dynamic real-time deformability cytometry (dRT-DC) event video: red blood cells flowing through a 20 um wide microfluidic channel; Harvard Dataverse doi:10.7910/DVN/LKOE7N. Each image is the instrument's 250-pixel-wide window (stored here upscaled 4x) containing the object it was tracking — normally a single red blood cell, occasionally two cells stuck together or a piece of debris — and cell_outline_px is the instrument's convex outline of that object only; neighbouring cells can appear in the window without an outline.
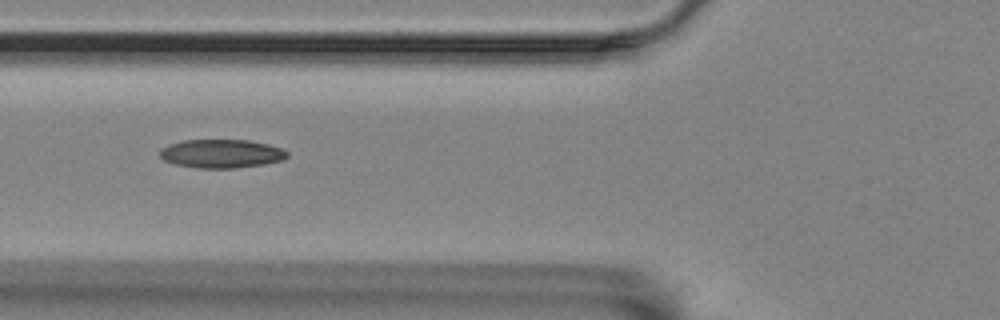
{"species": "Egyptian fruit bat (a non-hibernating species)", "species_latin": "Rousettus aegyptiacus", "temperature_condition": "room temperature", "stored_images_in_passage": 12, "camera_frame_rate_fps": 3000, "um_per_image_px": 0.085, "animal": {"sex": "female"}, "frame": {"image": 1, "passage_image": 4, "time_ms": 4.667, "image_size_px": [1000, 320], "cell_outline_px": [[288, 156], [284, 160], [264, 164], [236, 168], [200, 168], [176, 164], [164, 160], [160, 156], [160, 148], [168, 144], [184, 140], [248, 140], [268, 144], [284, 148], [288, 152]], "centroid_in_image_um": [18.85, 13.05], "position_along_channel_um": 106.9, "area_um2": 21.33}}
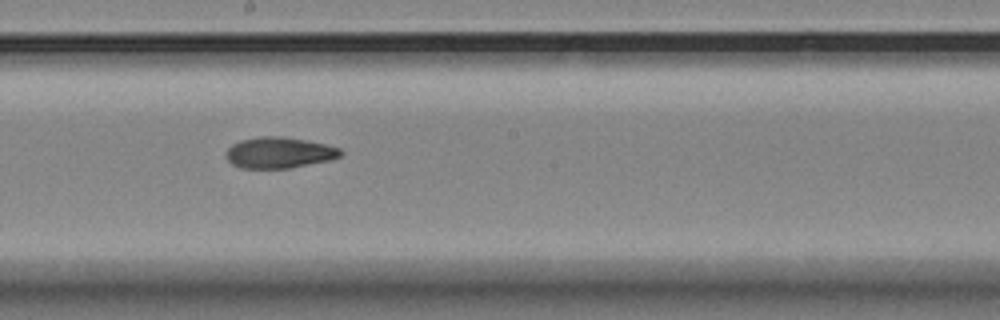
{"frame": {"image": 2, "passage_image": 7, "time_ms": 8.0, "image_size_px": [1000, 320], "cell_outline_px": [[344, 152], [340, 156], [328, 160], [288, 168], [240, 168], [232, 164], [228, 160], [228, 148], [232, 144], [240, 140], [260, 136], [284, 136], [324, 144], [340, 148]], "centroid_in_image_um": [23.72, 12.97], "position_along_channel_um": 224.5, "area_um2": 20.46}}
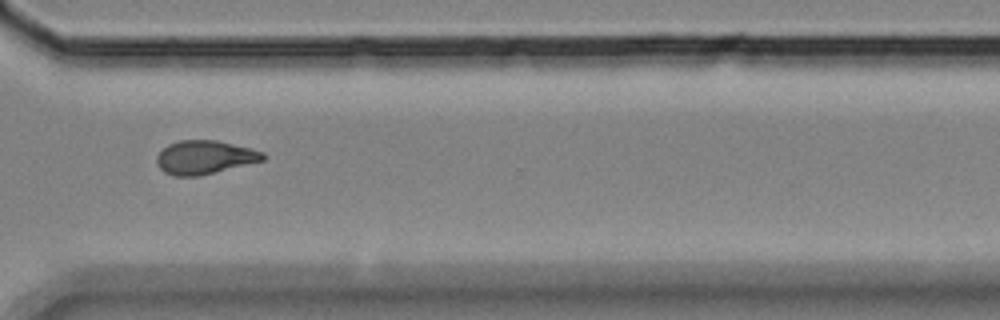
{"frame": {"image": 3, "passage_image": 10, "time_ms": 11.667, "image_size_px": [1000, 320], "cell_outline_px": [[264, 160], [200, 176], [176, 176], [164, 172], [156, 164], [156, 156], [168, 144], [180, 140], [216, 140], [264, 152]], "centroid_in_image_um": [17.36, 13.38], "position_along_channel_um": 353.2, "area_um2": 20.63}, "authors_computed_cell_mechanics": {"area_um2": 21.097, "velocity_mm_per_s": 3.5022, "shape_relaxation_time_tau1_ms": 3.5781, "shape_relaxation_time_tau2_ms": null, "deformation_change_tau1": 0.1565, "deformation_change_tau2": null}}